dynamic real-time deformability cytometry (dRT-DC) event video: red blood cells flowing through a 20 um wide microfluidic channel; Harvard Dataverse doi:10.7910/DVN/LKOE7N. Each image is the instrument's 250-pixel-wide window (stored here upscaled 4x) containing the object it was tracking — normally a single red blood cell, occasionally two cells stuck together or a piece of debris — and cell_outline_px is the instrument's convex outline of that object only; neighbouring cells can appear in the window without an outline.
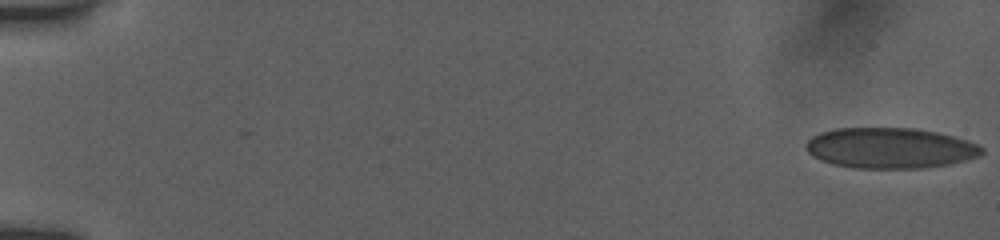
{"species": "human", "species_latin": "Homo sapiens", "temperature_condition": "room temperature", "stored_images_in_passage": 51, "camera_frame_rate_fps": 3000, "um_per_image_px": 0.085, "donor": {"sex": "female"}, "frame": {"image": 1, "passage_image": 1, "time_ms": 0.0, "image_size_px": [1000, 240], "cell_outline_px": [[984, 152], [980, 156], [948, 164], [920, 168], [852, 168], [832, 164], [820, 160], [812, 156], [808, 152], [804, 144], [812, 136], [820, 132], [836, 128], [916, 128], [936, 132], [968, 140], [984, 148]], "centroid_in_image_um": [75.63, 12.58], "position_along_channel_um": 9.4, "area_um2": 41.73}}
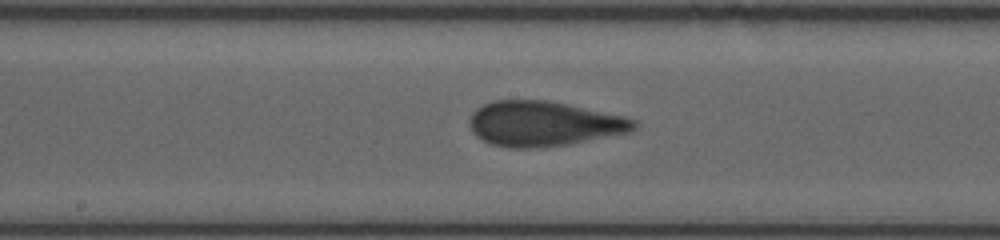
{"frame": {"image": 2, "passage_image": 30, "time_ms": 9.667, "image_size_px": [1000, 240], "cell_outline_px": [[636, 128], [632, 132], [568, 144], [540, 148], [508, 148], [492, 144], [476, 136], [472, 132], [468, 120], [472, 112], [476, 108], [484, 104], [496, 100], [544, 100], [568, 104], [624, 116], [636, 120]], "centroid_in_image_um": [46.2, 10.52], "position_along_channel_um": 202.0, "area_um2": 43.29}}
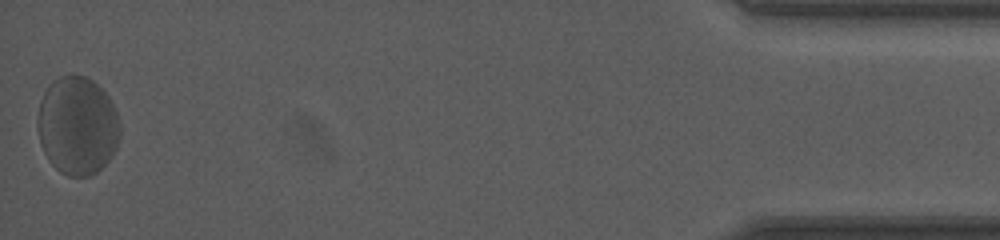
{"frame": {"image": 3, "passage_image": 51, "time_ms": 16.667, "image_size_px": [1000, 240], "cell_outline_px": [[120, 136], [116, 148], [108, 160], [96, 172], [88, 176], [68, 176], [60, 172], [48, 160], [40, 144], [36, 128], [36, 120], [40, 100], [48, 84], [52, 80], [60, 76], [72, 72], [84, 76], [92, 80], [108, 96], [116, 112], [120, 124]], "centroid_in_image_um": [6.54, 10.65], "position_along_channel_um": 428.7, "area_um2": 47.74}}